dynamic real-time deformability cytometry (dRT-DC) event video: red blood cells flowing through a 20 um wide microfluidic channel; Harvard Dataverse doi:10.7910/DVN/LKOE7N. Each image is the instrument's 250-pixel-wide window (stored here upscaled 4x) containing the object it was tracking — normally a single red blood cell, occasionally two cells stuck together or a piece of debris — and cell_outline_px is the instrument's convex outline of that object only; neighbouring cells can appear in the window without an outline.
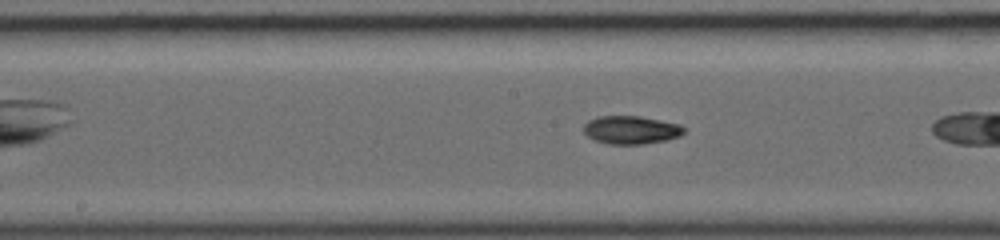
{"species": "common noctule bat (a hibernating species)", "species_latin": "Nyctalus noctula", "temperature_condition": "warm", "stored_images_in_passage": 26, "camera_frame_rate_fps": 5000, "um_per_image_px": 0.085, "animal": {"sex": "female", "body_mass_g": 19.0, "forearm_length_mm": 56.7}, "frame": {"image": 1, "passage_image": 12, "time_ms": 3.4, "image_size_px": [1000, 240], "cell_outline_px": [[684, 132], [680, 136], [664, 140], [644, 144], [608, 144], [596, 140], [588, 136], [584, 132], [584, 124], [588, 120], [596, 116], [640, 116], [680, 124], [684, 128]], "centroid_in_image_um": [53.62, 11.03], "position_along_channel_um": 194.6, "area_um2": 16.42}}
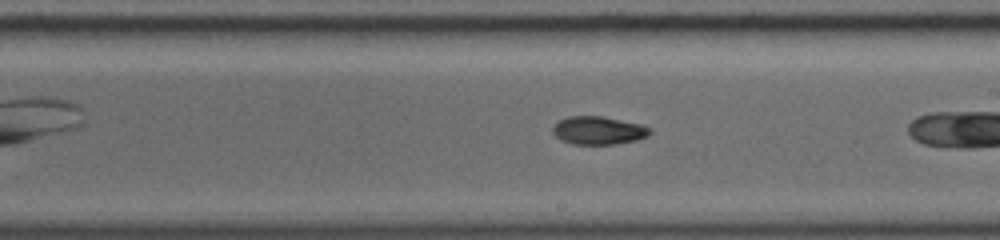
{"frame": {"image": 2, "passage_image": 15, "time_ms": 4.4, "image_size_px": [1000, 240], "cell_outline_px": [[652, 132], [648, 136], [636, 140], [616, 144], [572, 144], [560, 140], [552, 132], [552, 124], [568, 116], [604, 116], [644, 124], [652, 128]], "centroid_in_image_um": [50.89, 11.08], "position_along_channel_um": 238.1, "area_um2": 16.3}}